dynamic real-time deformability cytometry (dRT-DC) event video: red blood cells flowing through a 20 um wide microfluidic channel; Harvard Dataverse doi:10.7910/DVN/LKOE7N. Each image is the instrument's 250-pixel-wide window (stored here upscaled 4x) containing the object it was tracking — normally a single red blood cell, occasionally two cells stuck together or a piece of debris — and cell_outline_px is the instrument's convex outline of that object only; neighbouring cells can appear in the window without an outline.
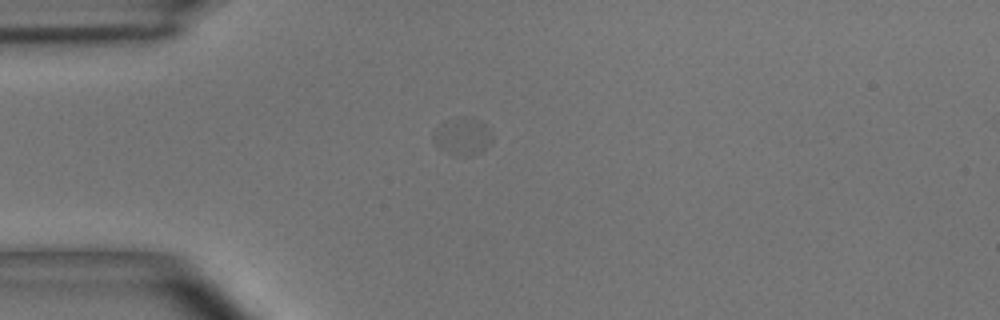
{"species": "common noctule bat (a hibernating species)", "species_latin": "Nyctalus noctula", "temperature_condition": "room temperature", "stored_images_in_passage": 7, "camera_frame_rate_fps": 3000, "um_per_image_px": 0.085, "animal": {"sex": "male", "body_mass_g": 15.6}, "frame": {"image": 1, "passage_image": 2, "time_ms": 0.333, "image_size_px": [1000, 320], "cell_outline_px": [[492, 144], [480, 152], [452, 152], [440, 148], [432, 140], [432, 136], [436, 128], [444, 124], [472, 120], [480, 120], [492, 136]], "centroid_in_image_um": [39.34, 11.63], "position_along_channel_um": 45.7, "area_um2": 11.1}}